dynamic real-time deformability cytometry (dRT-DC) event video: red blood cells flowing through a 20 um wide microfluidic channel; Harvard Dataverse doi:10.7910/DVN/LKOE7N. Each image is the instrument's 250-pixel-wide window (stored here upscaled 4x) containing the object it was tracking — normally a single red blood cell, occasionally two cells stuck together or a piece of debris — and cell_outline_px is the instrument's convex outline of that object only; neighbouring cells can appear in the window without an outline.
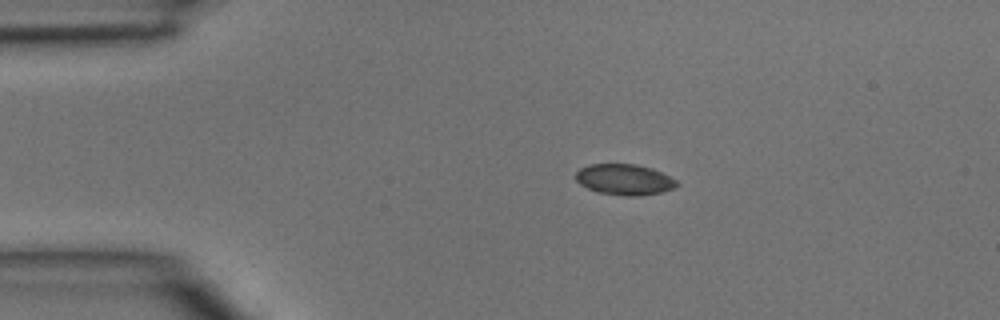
{"species": "common noctule bat (a hibernating species)", "species_latin": "Nyctalus noctula", "temperature_condition": "room temperature", "stored_images_in_passage": 2, "camera_frame_rate_fps": 3000, "um_per_image_px": 0.085, "animal": {"sex": "male", "body_mass_g": 15.6}, "frame": {"image": 1, "passage_image": 1, "time_ms": 0.0, "image_size_px": [1000, 320], "cell_outline_px": [[680, 184], [672, 188], [660, 192], [640, 196], [624, 196], [596, 192], [580, 184], [576, 180], [576, 172], [580, 168], [592, 164], [636, 164], [652, 168], [676, 180]], "centroid_in_image_um": [53.06, 15.26], "position_along_channel_um": 31.9, "area_um2": 18.09}}